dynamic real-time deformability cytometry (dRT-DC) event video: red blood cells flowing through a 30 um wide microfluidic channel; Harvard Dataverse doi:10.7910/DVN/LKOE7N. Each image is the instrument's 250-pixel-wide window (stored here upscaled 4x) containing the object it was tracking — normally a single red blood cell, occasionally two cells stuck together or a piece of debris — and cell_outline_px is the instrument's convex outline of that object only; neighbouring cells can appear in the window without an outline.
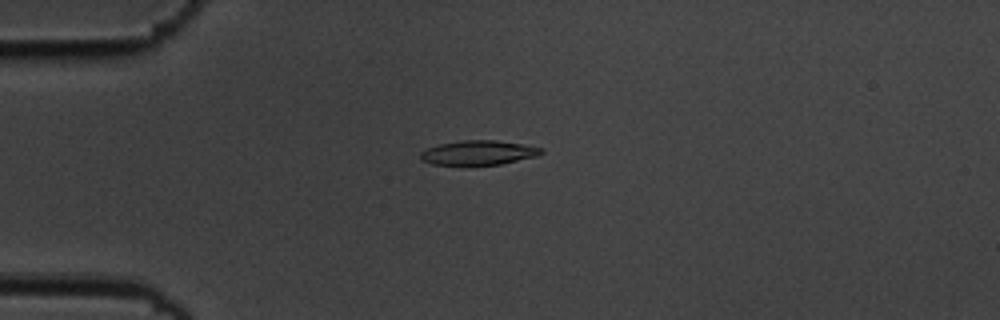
{"species": "common noctule bat (a hibernating species)", "species_latin": "Nyctalus noctula", "temperature_condition": "cold", "stored_images_in_passage": 9, "camera_frame_rate_fps": 3000, "um_per_image_px": 0.085, "animal": {"sex": "male", "body_mass_g": 19.5, "forearm_length_mm": 54.6}, "frame": {"image": 1, "passage_image": 2, "time_ms": 0.333, "image_size_px": [1000, 320], "cell_outline_px": [[544, 152], [536, 156], [500, 164], [432, 164], [420, 160], [420, 152], [428, 148], [440, 144], [464, 140], [496, 140], [544, 148]], "centroid_in_image_um": [40.67, 12.97], "position_along_channel_um": 44.3, "area_um2": 16.88}}
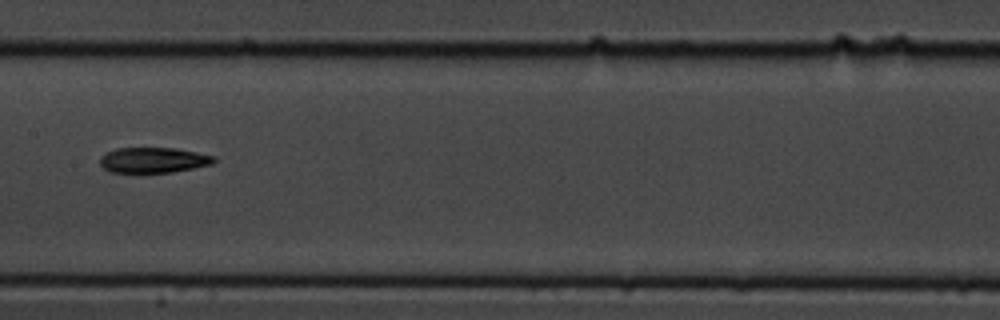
{"frame": {"image": 2, "passage_image": 6, "time_ms": 1.667, "image_size_px": [1000, 320], "cell_outline_px": [[216, 160], [212, 164], [172, 172], [112, 172], [104, 168], [100, 164], [100, 156], [116, 148], [176, 148], [216, 156]], "centroid_in_image_um": [13.05, 13.6], "position_along_channel_um": 194.3, "area_um2": 16.76}}
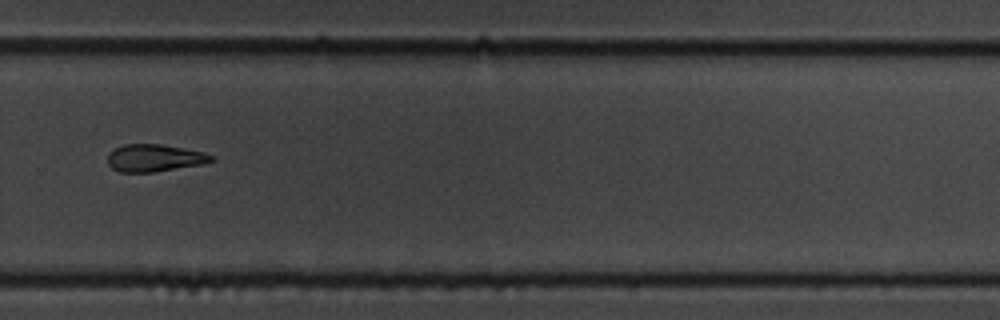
{"frame": {"image": 3, "passage_image": 9, "time_ms": 2.667, "image_size_px": [1000, 320], "cell_outline_px": [[216, 160], [200, 164], [152, 172], [120, 172], [112, 168], [108, 164], [108, 152], [124, 144], [160, 144], [204, 152], [212, 156]], "centroid_in_image_um": [13.09, 13.42], "position_along_channel_um": 316.7, "area_um2": 16.3}}